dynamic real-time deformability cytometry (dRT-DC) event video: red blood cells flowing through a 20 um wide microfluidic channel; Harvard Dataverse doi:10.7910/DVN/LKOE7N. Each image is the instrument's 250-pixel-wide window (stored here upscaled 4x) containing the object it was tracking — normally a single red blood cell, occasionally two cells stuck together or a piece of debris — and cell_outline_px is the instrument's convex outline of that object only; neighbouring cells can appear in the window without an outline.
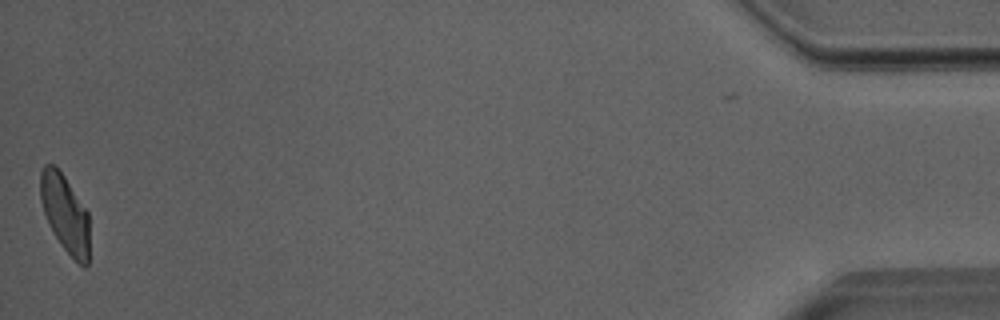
{"species": "Egyptian fruit bat (a non-hibernating species)", "species_latin": "Rousettus aegyptiacus", "temperature_condition": "room temperature", "stored_images_in_passage": 42, "camera_frame_rate_fps": 3000, "um_per_image_px": 0.085, "animal": {"sex": "male"}, "frame": {"image": 1, "passage_image": 42, "time_ms": 13.667, "image_size_px": [1000, 320], "cell_outline_px": [[88, 264], [84, 268], [60, 244], [48, 224], [40, 200], [40, 172], [44, 164], [52, 164], [64, 176], [88, 212]], "centroid_in_image_um": [5.51, 18.13], "position_along_channel_um": 429.7, "area_um2": 21.91}, "authors_computed_cell_mechanics": {"area_um2": 23.987, "velocity_mm_per_s": 3.9946, "shape_relaxation_time_tau1_ms": 4.9715, "shape_relaxation_time_tau2_ms": 1.6332, "deformation_change_tau1": 0.163, "deformation_change_tau2": 0.0755}}